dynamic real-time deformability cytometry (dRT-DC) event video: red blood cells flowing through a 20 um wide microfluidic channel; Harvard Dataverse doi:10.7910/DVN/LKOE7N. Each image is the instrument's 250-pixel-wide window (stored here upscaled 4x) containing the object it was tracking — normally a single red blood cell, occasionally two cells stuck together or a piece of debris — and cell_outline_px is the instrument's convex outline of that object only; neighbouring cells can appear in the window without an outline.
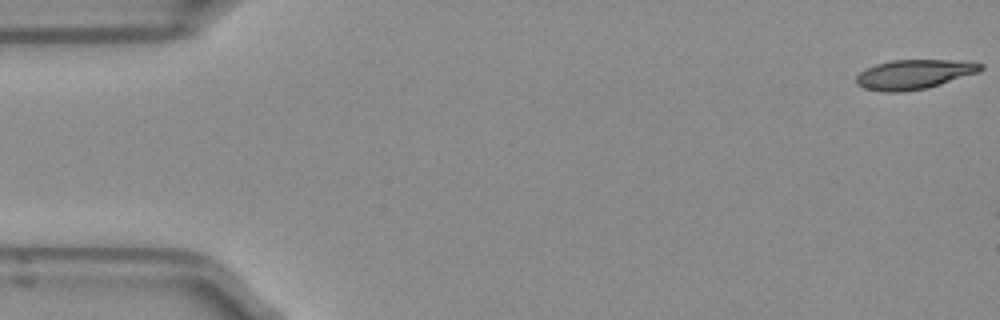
{"species": "Egyptian fruit bat (a non-hibernating species)", "species_latin": "Rousettus aegyptiacus", "temperature_condition": "room temperature", "stored_images_in_passage": 3, "camera_frame_rate_fps": 3000, "um_per_image_px": 0.085, "frame": {"image": 1, "passage_image": 1, "time_ms": 0.0, "image_size_px": [1000, 320], "cell_outline_px": [[984, 68], [980, 72], [928, 88], [900, 92], [884, 92], [864, 88], [856, 84], [856, 76], [860, 72], [876, 64], [892, 60], [948, 60], [984, 64]], "centroid_in_image_um": [77.7, 6.33], "position_along_channel_um": 7.3, "area_um2": 21.33}}